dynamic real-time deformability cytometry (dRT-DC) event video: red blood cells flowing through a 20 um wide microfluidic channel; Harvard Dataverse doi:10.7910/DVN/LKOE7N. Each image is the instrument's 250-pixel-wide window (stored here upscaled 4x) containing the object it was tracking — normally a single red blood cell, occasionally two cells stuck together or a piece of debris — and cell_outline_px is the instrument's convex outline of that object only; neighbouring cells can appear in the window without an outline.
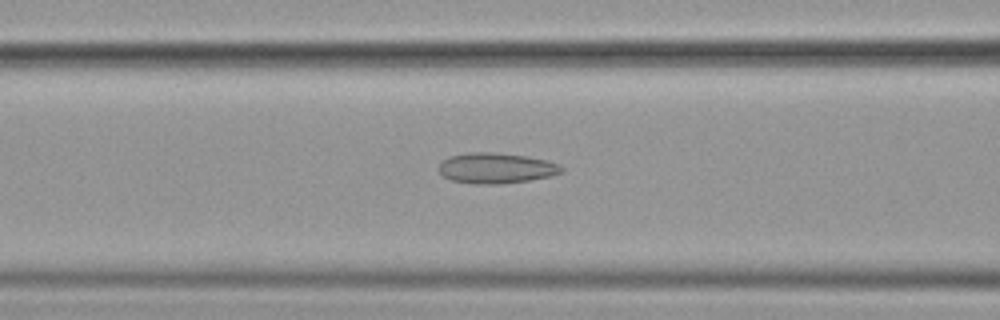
{"species": "common noctule bat (a hibernating species)", "species_latin": "Nyctalus noctula", "temperature_condition": "cold", "stored_images_in_passage": 57, "camera_frame_rate_fps": 3000, "um_per_image_px": 0.085, "animal": {"sex": "female", "body_mass_g": 19.9}, "frame": {"image": 1, "passage_image": 24, "time_ms": 7.667, "image_size_px": [1000, 320], "cell_outline_px": [[564, 172], [552, 176], [528, 180], [500, 184], [472, 184], [452, 180], [444, 176], [440, 172], [440, 160], [448, 156], [468, 152], [496, 152], [528, 156], [560, 164], [564, 168]], "centroid_in_image_um": [42.18, 14.28], "position_along_channel_um": 124.4, "area_um2": 22.08}}
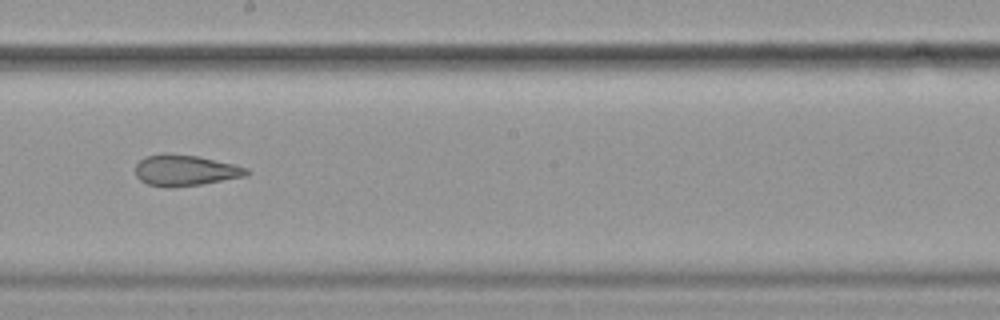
{"frame": {"image": 2, "passage_image": 33, "time_ms": 10.667, "image_size_px": [1000, 320], "cell_outline_px": [[252, 172], [248, 176], [200, 184], [172, 188], [168, 188], [148, 184], [140, 180], [136, 176], [136, 164], [144, 156], [164, 152], [168, 152], [200, 156], [248, 168]], "centroid_in_image_um": [15.74, 14.47], "position_along_channel_um": 232.5, "area_um2": 20.46}}
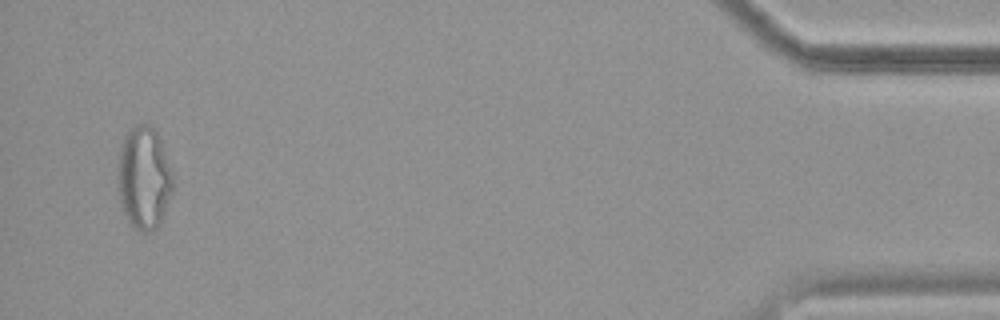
{"frame": {"image": 3, "passage_image": 55, "time_ms": 18.0, "image_size_px": [1000, 320], "cell_outline_px": [[172, 192], [160, 224], [152, 232], [140, 232], [128, 224], [120, 200], [116, 172], [120, 148], [124, 136], [136, 124], [152, 124], [160, 140], [172, 172]], "centroid_in_image_um": [12.21, 15.15], "position_along_channel_um": 423.0, "area_um2": 33.23}, "authors_computed_cell_mechanics": {"area_um2": 25.432, "velocity_mm_per_s": 3.603, "shape_relaxation_time_tau1_ms": null, "shape_relaxation_time_tau2_ms": 2.2657, "deformation_change_tau1": null, "deformation_change_tau2": 0.1054}}